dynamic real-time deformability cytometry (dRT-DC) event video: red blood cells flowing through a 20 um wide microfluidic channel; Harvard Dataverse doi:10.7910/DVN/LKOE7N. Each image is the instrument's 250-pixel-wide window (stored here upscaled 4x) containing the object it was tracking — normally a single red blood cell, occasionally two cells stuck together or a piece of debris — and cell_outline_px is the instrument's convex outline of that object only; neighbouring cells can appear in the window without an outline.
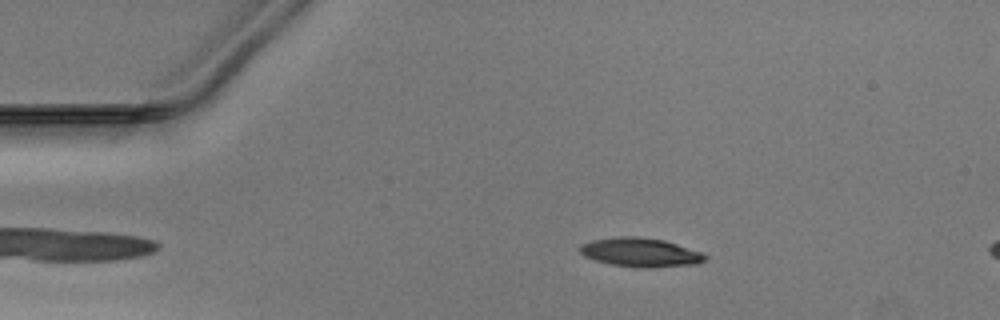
{"species": "Egyptian fruit bat (a non-hibernating species)", "species_latin": "Rousettus aegyptiacus", "temperature_condition": "warm", "stored_images_in_passage": 8, "camera_frame_rate_fps": 3000, "um_per_image_px": 0.085, "animal": {"sex": "male"}, "frame": {"image": 1, "passage_image": 3, "time_ms": 0.667, "image_size_px": [1000, 320], "cell_outline_px": [[708, 256], [704, 260], [696, 264], [652, 268], [640, 268], [612, 264], [596, 260], [584, 256], [580, 252], [580, 244], [592, 240], [620, 236], [640, 236], [664, 240], [700, 252]], "centroid_in_image_um": [54.42, 21.45], "position_along_channel_um": 30.6, "area_um2": 21.04}}